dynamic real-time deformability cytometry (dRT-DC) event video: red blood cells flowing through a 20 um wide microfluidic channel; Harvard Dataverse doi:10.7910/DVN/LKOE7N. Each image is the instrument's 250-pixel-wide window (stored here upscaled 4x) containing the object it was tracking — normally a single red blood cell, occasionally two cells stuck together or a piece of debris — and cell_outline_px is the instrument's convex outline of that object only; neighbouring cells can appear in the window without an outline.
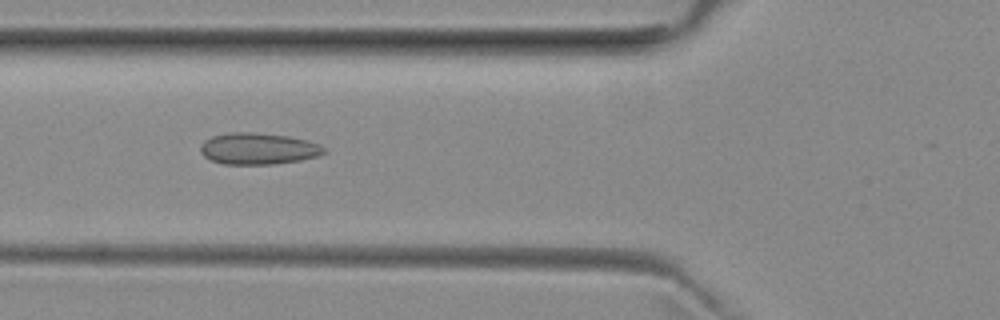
{"species": "common noctule bat (a hibernating species)", "species_latin": "Nyctalus noctula", "temperature_condition": "room temperature", "stored_images_in_passage": 39, "camera_frame_rate_fps": 3000, "um_per_image_px": 0.085, "animal": {"sex": "female", "body_mass_g": 29.2, "forearm_length_mm": 56.3}, "frame": {"image": 1, "passage_image": 11, "time_ms": 3.333, "image_size_px": [1000, 320], "cell_outline_px": [[328, 152], [320, 156], [300, 160], [272, 164], [224, 164], [212, 160], [204, 156], [200, 152], [200, 148], [204, 140], [212, 136], [232, 132], [252, 132], [288, 136], [308, 140], [320, 144]], "centroid_in_image_um": [21.98, 12.63], "position_along_channel_um": 103.8, "area_um2": 22.77}}
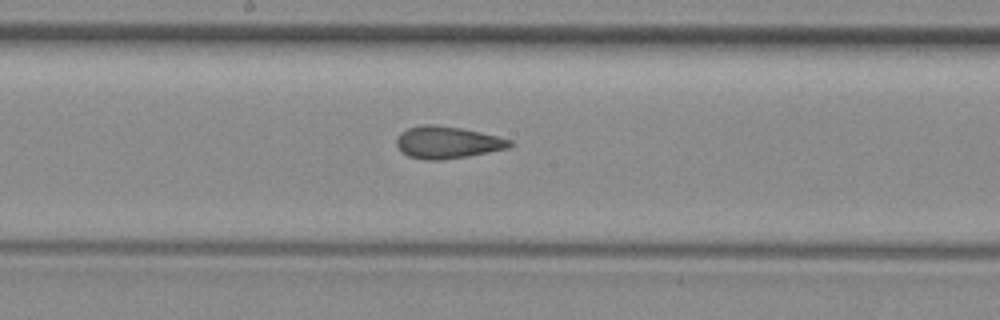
{"frame": {"image": 2, "passage_image": 19, "time_ms": 6.0, "image_size_px": [1000, 320], "cell_outline_px": [[512, 144], [508, 148], [468, 156], [440, 160], [424, 160], [408, 156], [396, 144], [396, 136], [400, 132], [408, 128], [420, 124], [436, 124], [460, 128], [480, 132], [512, 140]], "centroid_in_image_um": [37.99, 12.09], "position_along_channel_um": 210.2, "area_um2": 21.15}}
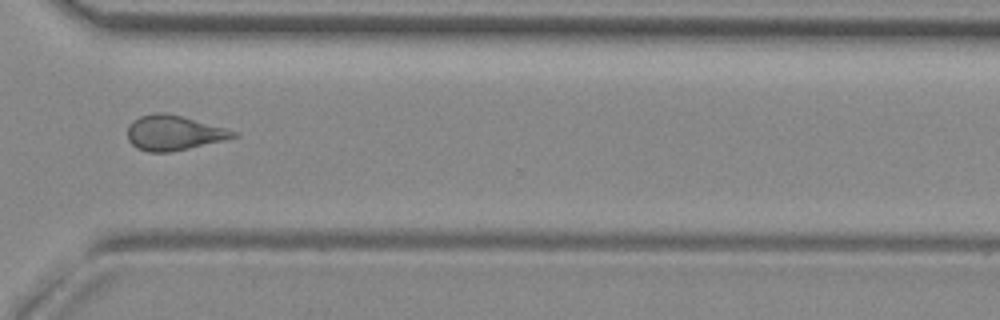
{"frame": {"image": 3, "passage_image": 30, "time_ms": 9.667, "image_size_px": [1000, 320], "cell_outline_px": [[236, 136], [224, 140], [172, 152], [148, 152], [136, 148], [128, 140], [128, 124], [132, 120], [140, 116], [156, 112], [164, 112], [180, 116], [224, 128], [236, 132]], "centroid_in_image_um": [14.69, 11.3], "position_along_channel_um": 355.9, "area_um2": 21.27}, "authors_computed_cell_mechanics": {"area_um2": 21.2704, "velocity_mm_per_s": 3.9732, "shape_relaxation_time_tau1_ms": null, "shape_relaxation_time_tau2_ms": 1.4492, "deformation_change_tau1": null, "deformation_change_tau2": 0.0959}}